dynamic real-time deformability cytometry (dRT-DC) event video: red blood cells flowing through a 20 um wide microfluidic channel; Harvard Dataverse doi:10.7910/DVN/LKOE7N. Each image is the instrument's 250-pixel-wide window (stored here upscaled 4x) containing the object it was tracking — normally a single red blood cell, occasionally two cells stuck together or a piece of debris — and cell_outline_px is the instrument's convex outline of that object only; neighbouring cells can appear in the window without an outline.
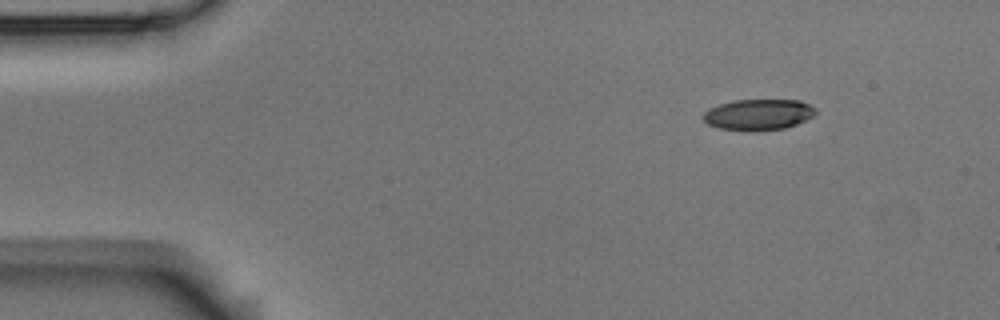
{"species": "Egyptian fruit bat (a non-hibernating species)", "species_latin": "Rousettus aegyptiacus", "temperature_condition": "room temperature", "stored_images_in_passage": 4, "camera_frame_rate_fps": 3000, "um_per_image_px": 0.085, "animal": {"sex": "male"}, "frame": {"image": 1, "passage_image": 1, "time_ms": 0.0, "image_size_px": [1000, 320], "cell_outline_px": [[816, 112], [812, 116], [796, 124], [784, 128], [756, 132], [752, 132], [720, 128], [708, 124], [700, 116], [704, 112], [720, 104], [732, 100], [800, 100], [816, 108]], "centroid_in_image_um": [64.45, 9.75], "position_along_channel_um": 20.6, "area_um2": 20.35}}
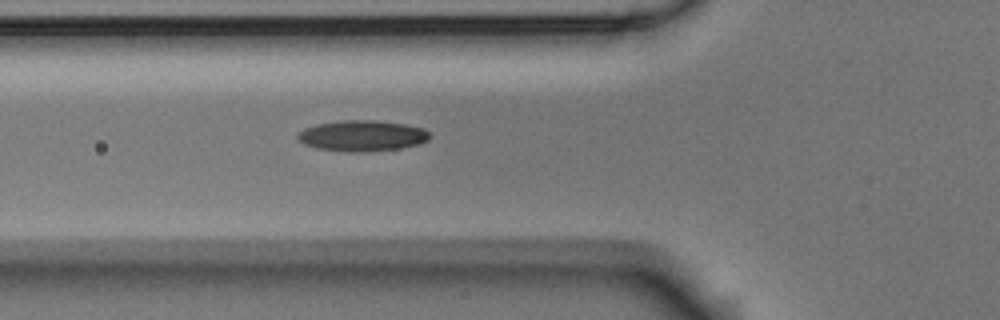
{"frame": {"image": 2, "passage_image": 4, "time_ms": 4.333, "image_size_px": [1000, 320], "cell_outline_px": [[428, 140], [420, 144], [400, 148], [368, 152], [348, 152], [316, 148], [304, 144], [296, 136], [304, 128], [316, 124], [344, 120], [376, 120], [408, 124], [424, 128], [428, 132]], "centroid_in_image_um": [30.8, 11.54], "position_along_channel_um": 95.0, "area_um2": 23.87}}